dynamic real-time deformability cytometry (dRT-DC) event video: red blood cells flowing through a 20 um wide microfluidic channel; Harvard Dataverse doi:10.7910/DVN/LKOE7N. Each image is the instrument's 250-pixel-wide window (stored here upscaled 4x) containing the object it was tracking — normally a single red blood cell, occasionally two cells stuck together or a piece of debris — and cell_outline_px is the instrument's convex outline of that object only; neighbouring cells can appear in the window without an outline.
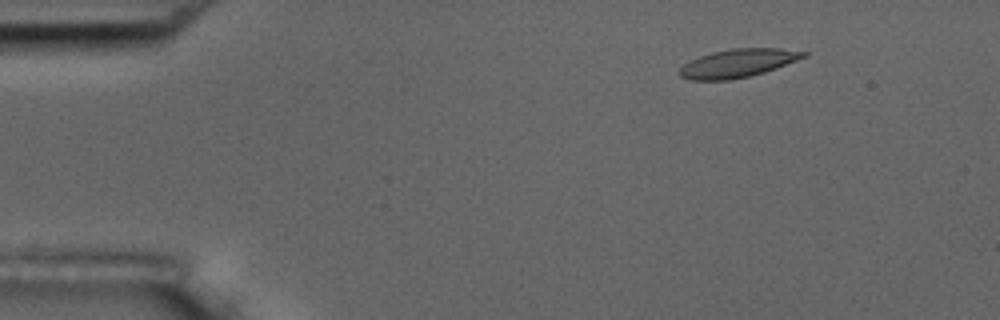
{"species": "common noctule bat (a hibernating species)", "species_latin": "Nyctalus noctula", "temperature_condition": "room temperature", "stored_images_in_passage": 5, "camera_frame_rate_fps": 3000, "um_per_image_px": 0.085, "animal": {"sex": "male", "body_mass_g": 17.5, "forearm_length_mm": 52.3}, "frame": {"image": 1, "passage_image": 2, "time_ms": 0.333, "image_size_px": [1000, 320], "cell_outline_px": [[808, 56], [776, 68], [764, 72], [748, 76], [728, 80], [692, 80], [680, 76], [676, 72], [688, 60], [712, 52], [732, 48], [780, 48], [808, 52]], "centroid_in_image_um": [62.7, 5.36], "position_along_channel_um": 22.3, "area_um2": 20.52}}